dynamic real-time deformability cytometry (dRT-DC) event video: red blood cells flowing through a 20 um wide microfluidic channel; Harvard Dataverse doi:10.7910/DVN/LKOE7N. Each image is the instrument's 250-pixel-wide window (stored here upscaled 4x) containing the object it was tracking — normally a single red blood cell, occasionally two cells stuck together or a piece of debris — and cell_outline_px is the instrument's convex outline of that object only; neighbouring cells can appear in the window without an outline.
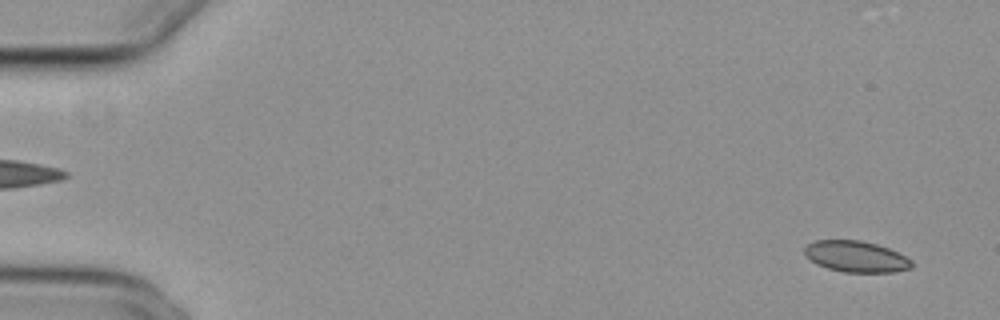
{"species": "common noctule bat (a hibernating species)", "species_latin": "Nyctalus noctula", "temperature_condition": "cold", "stored_images_in_passage": 50, "camera_frame_rate_fps": 3000, "um_per_image_px": 0.085, "animal": {"sex": "female", "body_mass_g": 29.2, "forearm_length_mm": 56.3}, "frame": {"image": 1, "passage_image": 3, "time_ms": 0.667, "image_size_px": [1000, 320], "cell_outline_px": [[912, 268], [896, 272], [844, 272], [828, 268], [816, 264], [804, 256], [804, 248], [808, 244], [816, 240], [860, 240], [876, 244], [888, 248], [912, 260]], "centroid_in_image_um": [72.74, 21.81], "position_along_channel_um": 12.3, "area_um2": 19.48}}
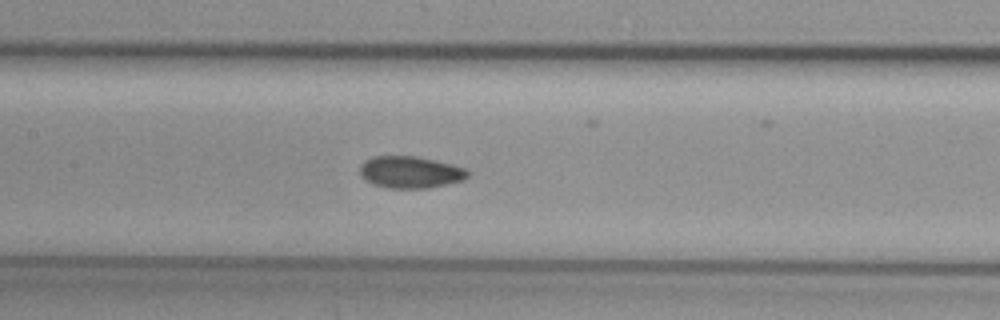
{"frame": {"image": 2, "passage_image": 27, "time_ms": 8.667, "image_size_px": [1000, 320], "cell_outline_px": [[468, 176], [464, 180], [428, 188], [388, 188], [372, 184], [364, 180], [360, 176], [360, 168], [364, 160], [376, 156], [416, 156], [452, 164], [468, 168]], "centroid_in_image_um": [34.87, 14.64], "position_along_channel_um": 172.5, "area_um2": 20.17}}
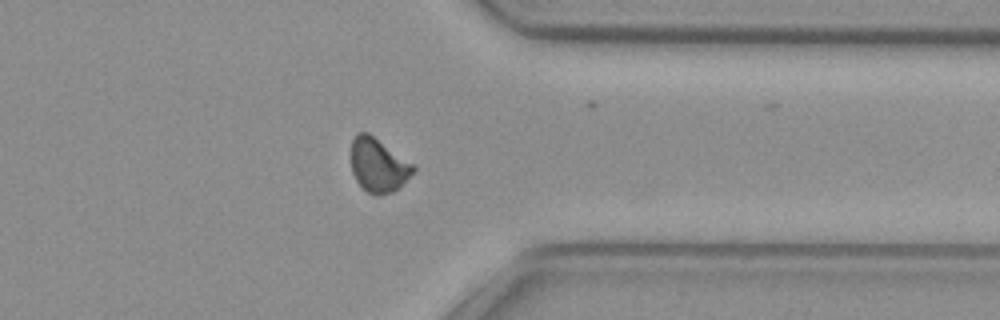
{"frame": {"image": 3, "passage_image": 44, "time_ms": 14.333, "image_size_px": [1000, 320], "cell_outline_px": [[416, 168], [400, 188], [392, 192], [380, 196], [376, 196], [368, 192], [356, 180], [352, 172], [352, 140], [356, 132], [368, 132], [416, 164]], "centroid_in_image_um": [32.19, 14.03], "position_along_channel_um": 379.2, "area_um2": 19.77}, "authors_computed_cell_mechanics": {"area_um2": 19.9121, "velocity_mm_per_s": 3.7416, "shape_relaxation_time_tau1_ms": null, "shape_relaxation_time_tau2_ms": 2.2052, "deformation_change_tau1": null, "deformation_change_tau2": 0.0519}}